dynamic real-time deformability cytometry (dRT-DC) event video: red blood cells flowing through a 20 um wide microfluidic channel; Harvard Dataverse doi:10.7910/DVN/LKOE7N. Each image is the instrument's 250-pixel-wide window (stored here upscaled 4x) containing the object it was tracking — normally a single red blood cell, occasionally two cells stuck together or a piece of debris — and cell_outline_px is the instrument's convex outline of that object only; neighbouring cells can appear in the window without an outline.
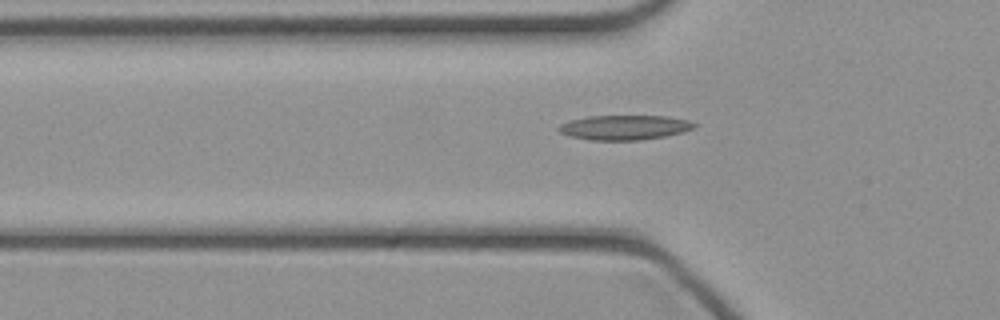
{"species": "common noctule bat (a hibernating species)", "species_latin": "Nyctalus noctula", "temperature_condition": "cold", "stored_images_in_passage": 43, "camera_frame_rate_fps": 3000, "um_per_image_px": 0.085, "animal": {"sex": "female", "body_mass_g": 21.9}, "frame": {"image": 1, "passage_image": 15, "time_ms": 4.667, "image_size_px": [1000, 320], "cell_outline_px": [[696, 124], [692, 128], [684, 132], [664, 136], [640, 140], [588, 140], [572, 136], [560, 132], [556, 128], [560, 124], [568, 120], [588, 116], [668, 116], [688, 120]], "centroid_in_image_um": [53.05, 10.83], "position_along_channel_um": 72.8, "area_um2": 19.48}}
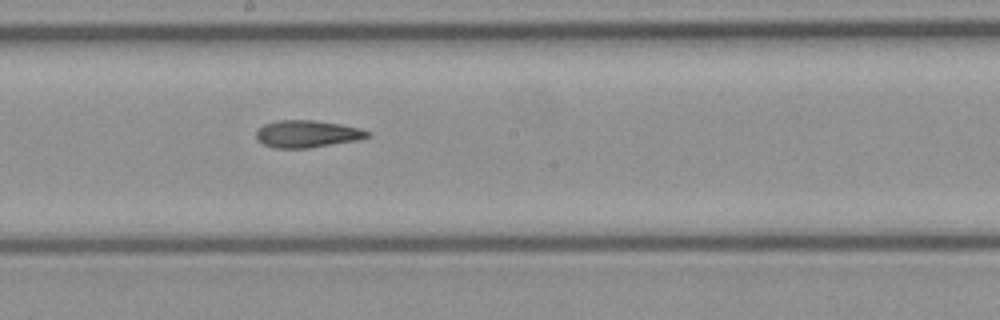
{"frame": {"image": 2, "passage_image": 25, "time_ms": 8.0, "image_size_px": [1000, 320], "cell_outline_px": [[372, 136], [356, 140], [308, 148], [276, 148], [264, 144], [256, 140], [256, 128], [264, 124], [276, 120], [312, 120], [340, 124], [360, 128], [372, 132]], "centroid_in_image_um": [26.09, 11.37], "position_along_channel_um": 222.1, "area_um2": 17.74}}
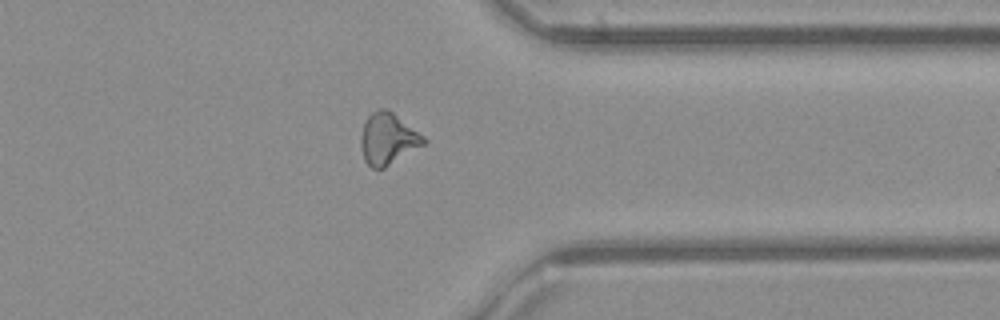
{"frame": {"image": 3, "passage_image": 36, "time_ms": 11.667, "image_size_px": [1000, 320], "cell_outline_px": [[428, 144], [384, 168], [372, 168], [364, 160], [360, 144], [360, 136], [364, 124], [368, 116], [372, 112], [380, 108], [388, 108], [424, 136], [428, 140]], "centroid_in_image_um": [33.01, 11.8], "position_along_channel_um": 378.4, "area_um2": 19.19}}